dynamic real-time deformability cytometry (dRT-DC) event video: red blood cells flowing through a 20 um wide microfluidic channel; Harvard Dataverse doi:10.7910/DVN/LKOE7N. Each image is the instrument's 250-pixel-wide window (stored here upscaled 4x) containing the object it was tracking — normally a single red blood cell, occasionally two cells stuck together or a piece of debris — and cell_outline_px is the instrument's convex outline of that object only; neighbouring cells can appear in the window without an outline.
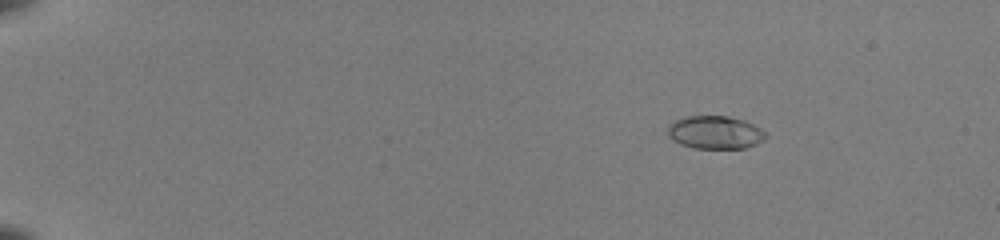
{"species": "common noctule bat (a hibernating species)", "species_latin": "Nyctalus noctula", "temperature_condition": "room temperature", "stored_images_in_passage": 46, "camera_frame_rate_fps": 3000, "um_per_image_px": 0.085, "animal": {"sex": "female", "body_mass_g": 22.0, "forearm_length_mm": 56.7}, "frame": {"image": 1, "passage_image": 1, "time_ms": 0.0, "image_size_px": [1000, 240], "cell_outline_px": [[768, 136], [764, 140], [756, 144], [744, 148], [692, 148], [680, 144], [672, 140], [668, 136], [668, 128], [676, 120], [684, 116], [728, 116], [744, 120], [768, 132]], "centroid_in_image_um": [60.81, 11.26], "position_along_channel_um": 24.2, "area_um2": 18.96}}
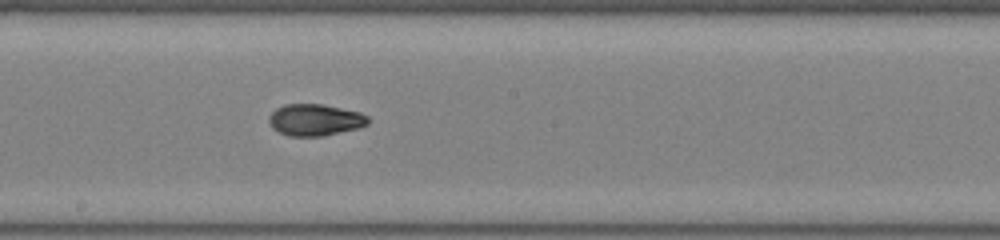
{"frame": {"image": 2, "passage_image": 25, "time_ms": 8.0, "image_size_px": [1000, 240], "cell_outline_px": [[368, 124], [360, 128], [320, 136], [288, 136], [272, 128], [268, 120], [268, 116], [276, 108], [284, 104], [320, 104], [360, 112], [368, 116]], "centroid_in_image_um": [26.76, 10.19], "position_along_channel_um": 221.4, "area_um2": 18.26}}
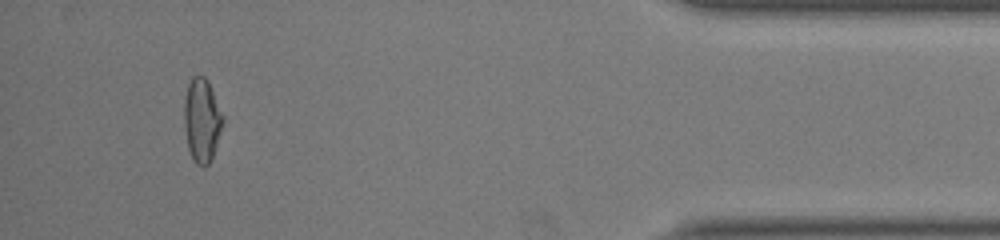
{"frame": {"image": 3, "passage_image": 43, "time_ms": 14.0, "image_size_px": [1000, 240], "cell_outline_px": [[224, 120], [212, 156], [208, 164], [204, 168], [196, 164], [192, 160], [188, 148], [184, 124], [184, 100], [188, 84], [192, 76], [204, 76], [208, 80], [224, 116]], "centroid_in_image_um": [17.15, 10.21], "position_along_channel_um": 418.0, "area_um2": 18.9}, "authors_computed_cell_mechanics": {"area_um2": 18.3226, "velocity_mm_per_s": 4.0308, "shape_relaxation_time_tau1_ms": 8.7935, "shape_relaxation_time_tau2_ms": 1.6003, "deformation_change_tau1": 0.2507, "deformation_change_tau2": 0.054}}